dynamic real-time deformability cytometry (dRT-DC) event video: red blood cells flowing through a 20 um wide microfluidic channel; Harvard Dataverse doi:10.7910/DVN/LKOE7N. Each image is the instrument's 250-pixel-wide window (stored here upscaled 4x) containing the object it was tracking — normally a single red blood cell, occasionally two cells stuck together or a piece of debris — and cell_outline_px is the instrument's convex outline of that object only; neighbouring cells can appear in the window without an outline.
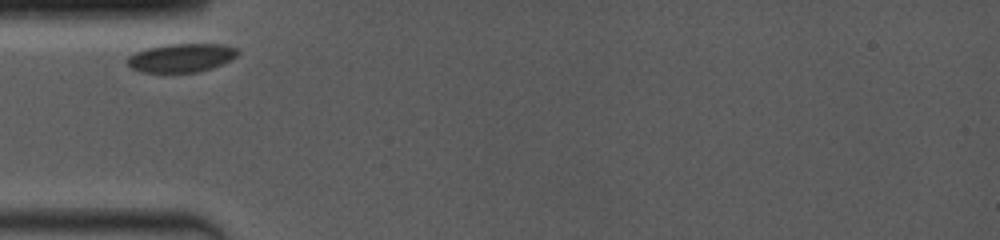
{"species": "common noctule bat (a hibernating species)", "species_latin": "Nyctalus noctula", "temperature_condition": "room temperature", "stored_images_in_passage": 5, "camera_frame_rate_fps": 4000, "um_per_image_px": 0.085, "animal": {"sex": "female", "body_mass_g": 19.0, "forearm_length_mm": 53.3}, "frame": {"image": 1, "passage_image": 1, "time_ms": 0.0, "image_size_px": [1000, 240], "cell_outline_px": [[240, 52], [232, 60], [212, 68], [200, 72], [140, 72], [132, 68], [128, 64], [128, 56], [136, 52], [148, 48], [168, 44], [220, 44], [240, 48]], "centroid_in_image_um": [15.47, 4.91], "position_along_channel_um": 69.5, "area_um2": 18.44}}
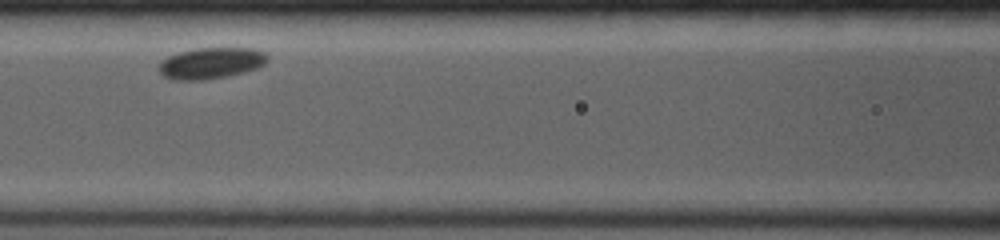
{"frame": {"image": 2, "passage_image": 3, "time_ms": 0.5, "image_size_px": [1000, 240], "cell_outline_px": [[268, 60], [264, 64], [256, 68], [244, 72], [204, 80], [172, 80], [164, 76], [160, 72], [160, 64], [168, 56], [180, 52], [196, 48], [256, 48], [264, 52], [268, 56]], "centroid_in_image_um": [17.96, 5.36], "position_along_channel_um": 148.6, "area_um2": 19.59}}
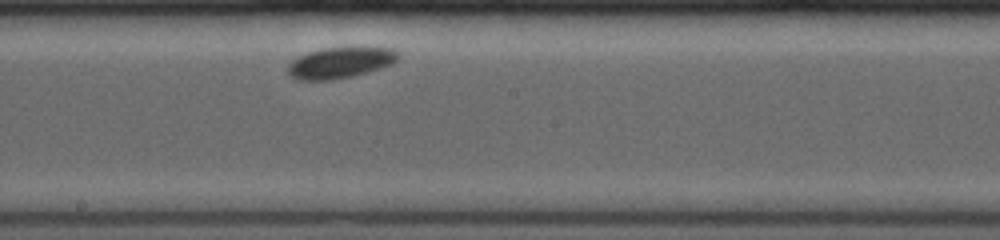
{"frame": {"image": 3, "passage_image": 5, "time_ms": 1.0, "image_size_px": [1000, 240], "cell_outline_px": [[396, 60], [392, 64], [368, 72], [332, 80], [296, 80], [288, 76], [288, 64], [292, 60], [308, 52], [320, 48], [352, 44], [392, 48], [396, 52]], "centroid_in_image_um": [28.9, 5.28], "position_along_channel_um": 219.3, "area_um2": 20.69}}